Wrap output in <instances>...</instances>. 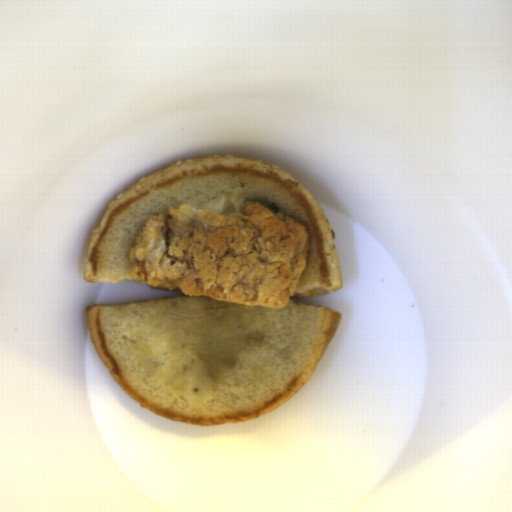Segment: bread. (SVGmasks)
I'll return each instance as SVG.
<instances>
[{"label":"bread","instance_id":"obj_1","mask_svg":"<svg viewBox=\"0 0 512 512\" xmlns=\"http://www.w3.org/2000/svg\"><path fill=\"white\" fill-rule=\"evenodd\" d=\"M342 314L182 295L86 307L94 349L140 407L200 426L263 417L310 380Z\"/></svg>","mask_w":512,"mask_h":512},{"label":"bread","instance_id":"obj_2","mask_svg":"<svg viewBox=\"0 0 512 512\" xmlns=\"http://www.w3.org/2000/svg\"><path fill=\"white\" fill-rule=\"evenodd\" d=\"M220 195L242 196L241 203L273 204L275 211L306 226V266L291 298L307 299L343 287L335 235L311 191L272 163L228 153L179 160L117 195L91 231L82 279L101 285L135 280L129 251L148 217L168 215L169 208L182 205L197 209Z\"/></svg>","mask_w":512,"mask_h":512}]
</instances>
